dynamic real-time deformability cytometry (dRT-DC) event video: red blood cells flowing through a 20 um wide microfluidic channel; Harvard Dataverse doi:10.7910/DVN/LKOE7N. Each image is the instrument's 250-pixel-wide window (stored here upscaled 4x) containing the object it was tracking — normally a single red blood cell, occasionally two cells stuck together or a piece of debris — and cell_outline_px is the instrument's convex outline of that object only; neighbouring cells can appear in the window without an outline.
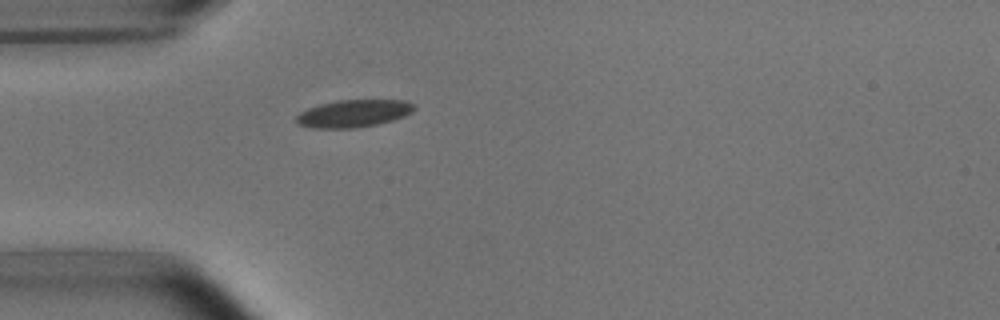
{"species": "common noctule bat (a hibernating species)", "species_latin": "Nyctalus noctula", "temperature_condition": "room temperature", "stored_images_in_passage": 1, "camera_frame_rate_fps": 3000, "um_per_image_px": 0.085, "animal": {"sex": "male", "body_mass_g": 15.6}, "frame": {"image": 1, "passage_image": 1, "time_ms": 0.0, "image_size_px": [1000, 320], "cell_outline_px": [[416, 108], [412, 112], [404, 116], [392, 120], [376, 124], [356, 128], [312, 128], [300, 124], [296, 120], [296, 116], [300, 112], [308, 108], [320, 104], [336, 100], [404, 100], [412, 104]], "centroid_in_image_um": [30.05, 9.64], "position_along_channel_um": 55.0, "area_um2": 18.73}}